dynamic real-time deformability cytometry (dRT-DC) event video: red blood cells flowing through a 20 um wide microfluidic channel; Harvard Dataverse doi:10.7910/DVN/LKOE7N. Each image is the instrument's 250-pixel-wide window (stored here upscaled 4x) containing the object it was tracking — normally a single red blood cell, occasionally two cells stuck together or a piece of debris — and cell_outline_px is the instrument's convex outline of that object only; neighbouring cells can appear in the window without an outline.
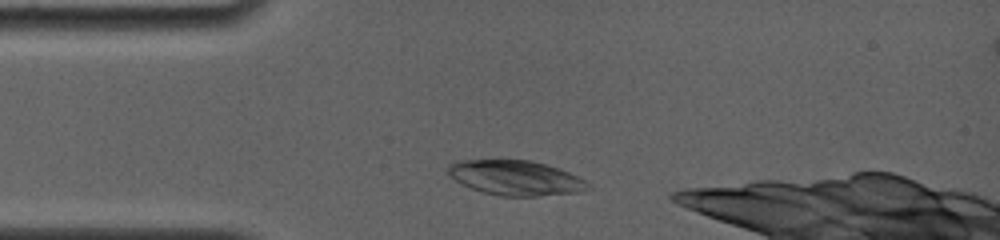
{"species": "common noctule bat (a hibernating species)", "species_latin": "Nyctalus noctula", "temperature_condition": "room temperature", "stored_images_in_passage": 3, "camera_frame_rate_fps": 4000, "um_per_image_px": 0.085, "animal": {"sex": "female", "body_mass_g": 19.0, "forearm_length_mm": 56.7}, "frame": {"image": 1, "passage_image": 1, "time_ms": 0.0, "image_size_px": [1000, 240], "cell_outline_px": [[588, 188], [580, 192], [536, 196], [500, 196], [484, 192], [460, 184], [448, 172], [448, 164], [456, 160], [532, 160], [568, 172], [584, 180], [588, 184]], "centroid_in_image_um": [43.78, 15.11], "position_along_channel_um": 41.2, "area_um2": 28.09}}
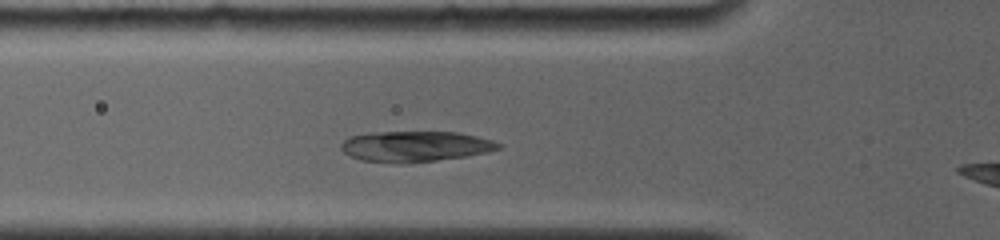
{"frame": {"image": 2, "passage_image": 3, "time_ms": 1.75, "image_size_px": [1000, 240], "cell_outline_px": [[504, 144], [500, 148], [488, 152], [468, 156], [436, 160], [396, 164], [360, 160], [348, 156], [340, 148], [340, 144], [348, 136], [372, 132], [460, 132], [492, 140]], "centroid_in_image_um": [35.27, 12.44], "position_along_channel_um": 90.5, "area_um2": 28.44}}